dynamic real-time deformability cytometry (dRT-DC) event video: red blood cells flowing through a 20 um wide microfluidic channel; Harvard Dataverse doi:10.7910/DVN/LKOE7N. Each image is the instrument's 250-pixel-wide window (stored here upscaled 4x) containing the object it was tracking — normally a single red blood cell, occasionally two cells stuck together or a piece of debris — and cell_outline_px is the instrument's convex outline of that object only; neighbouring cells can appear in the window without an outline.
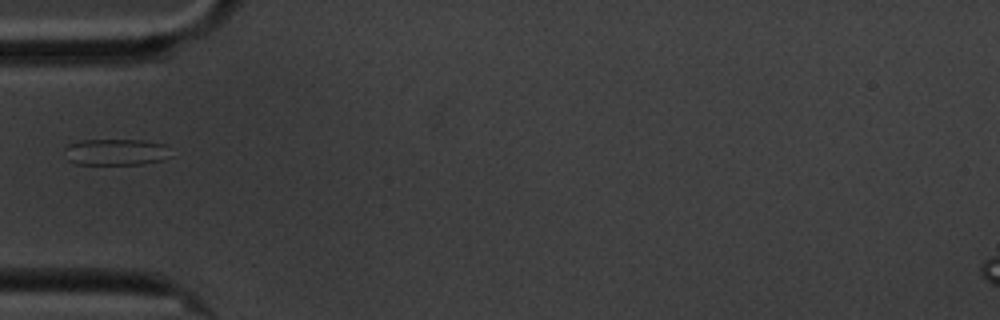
{"species": "common noctule bat (a hibernating species)", "species_latin": "Nyctalus noctula", "temperature_condition": "cold", "stored_images_in_passage": 36, "camera_frame_rate_fps": 3000, "um_per_image_px": 0.085, "animal": {"sex": "male", "body_mass_g": 20.1, "forearm_length_mm": 53.5}, "frame": {"image": 1, "passage_image": 1, "time_ms": 0.0, "image_size_px": [1000, 320], "cell_outline_px": [[172, 156], [160, 160], [144, 164], [76, 164], [68, 160], [64, 148], [68, 144], [84, 140], [144, 140], [164, 144]], "centroid_in_image_um": [9.85, 12.92], "position_along_channel_um": 75.2, "area_um2": 16.3}}
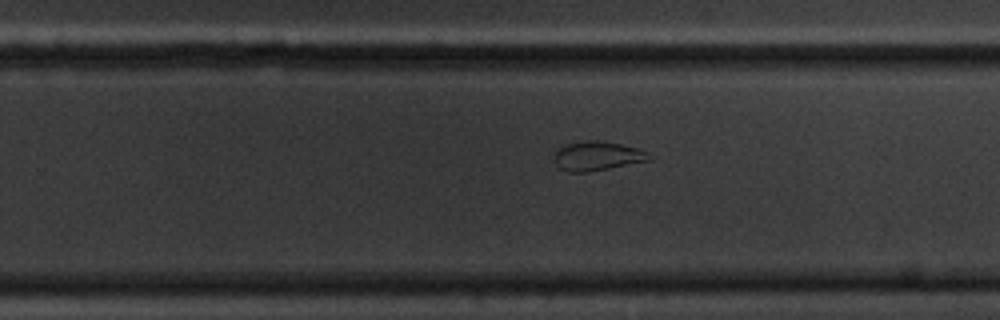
{"frame": {"image": 2, "passage_image": 19, "time_ms": 6.0, "image_size_px": [1000, 320], "cell_outline_px": [[656, 156], [652, 160], [588, 172], [568, 172], [560, 168], [556, 164], [552, 156], [556, 148], [568, 144], [588, 140], [600, 140], [620, 144], [636, 148], [648, 152]], "centroid_in_image_um": [50.78, 13.26], "position_along_channel_um": 279.0, "area_um2": 16.42}}
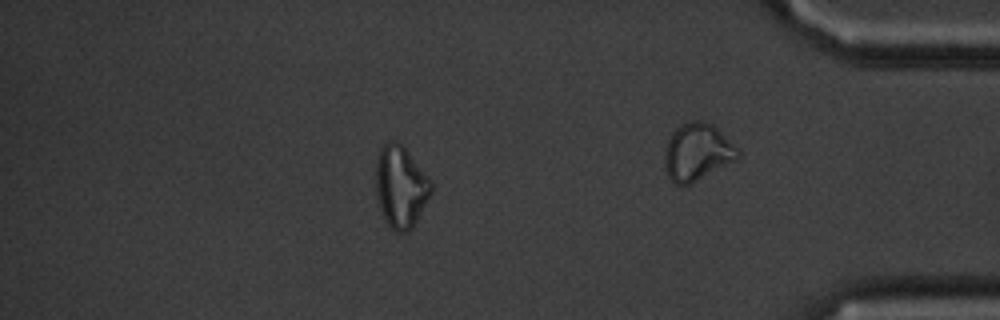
{"frame": {"image": 3, "passage_image": 28, "time_ms": 9.0, "image_size_px": [1000, 320], "cell_outline_px": [[432, 192], [412, 228], [408, 232], [396, 232], [384, 220], [380, 208], [376, 192], [376, 160], [380, 148], [388, 140], [396, 140], [408, 152], [432, 184]], "centroid_in_image_um": [34.03, 15.88], "position_along_channel_um": 401.2, "area_um2": 26.01}}